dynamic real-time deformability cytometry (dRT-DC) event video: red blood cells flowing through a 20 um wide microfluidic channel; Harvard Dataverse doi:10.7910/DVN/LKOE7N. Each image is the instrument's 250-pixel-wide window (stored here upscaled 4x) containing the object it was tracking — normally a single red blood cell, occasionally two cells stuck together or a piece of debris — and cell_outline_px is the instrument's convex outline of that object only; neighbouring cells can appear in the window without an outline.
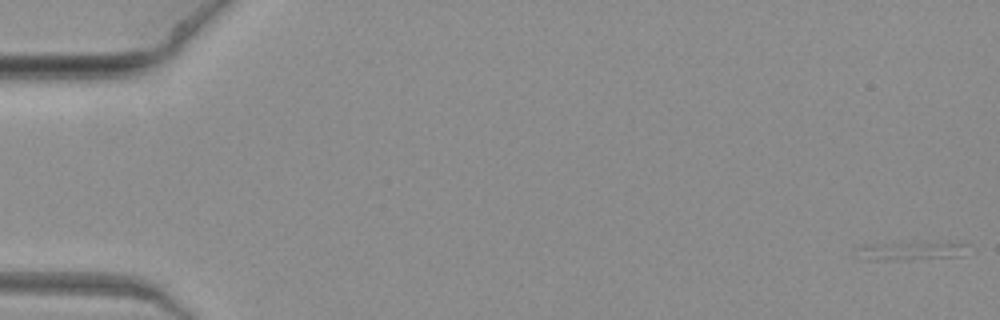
{"species": "common noctule bat (a hibernating species)", "species_latin": "Nyctalus noctula", "temperature_condition": "warm", "stored_images_in_passage": 7, "camera_frame_rate_fps": 3000, "um_per_image_px": 0.085, "animal": {"sex": "female", "body_mass_g": 19.3, "forearm_length_mm": 54.1}, "frame": {"image": 1, "passage_image": 1, "time_ms": 0.0, "image_size_px": [1000, 320], "cell_outline_px": [[968, 244], [964, 256], [896, 260], [868, 260], [856, 256], [856, 248], [860, 244]], "centroid_in_image_um": [77.28, 21.36], "position_along_channel_um": 7.7, "area_um2": 11.44}}